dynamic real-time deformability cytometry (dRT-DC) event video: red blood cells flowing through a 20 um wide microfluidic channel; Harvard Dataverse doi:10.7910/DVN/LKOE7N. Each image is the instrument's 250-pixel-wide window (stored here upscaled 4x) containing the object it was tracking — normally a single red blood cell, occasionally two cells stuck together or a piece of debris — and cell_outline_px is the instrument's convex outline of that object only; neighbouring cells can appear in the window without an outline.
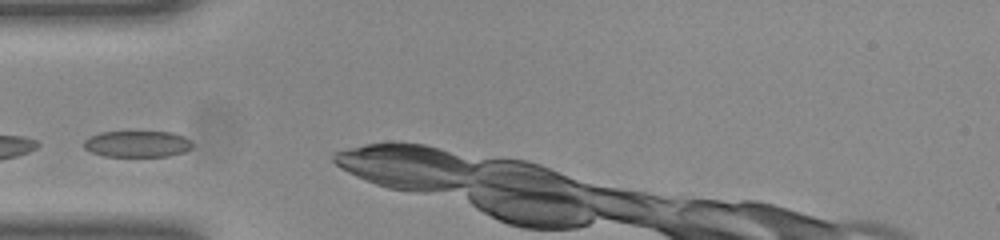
{"species": "common noctule bat (a hibernating species)", "species_latin": "Nyctalus noctula", "temperature_condition": "room temperature", "stored_images_in_passage": 24, "camera_frame_rate_fps": 3000, "um_per_image_px": 0.085, "animal": {"sex": "female", "body_mass_g": 23.0, "forearm_length_mm": 53.4}, "frame": {"image": 1, "passage_image": 1, "time_ms": 0.0, "image_size_px": [1000, 240], "cell_outline_px": [[192, 148], [184, 152], [168, 156], [104, 156], [92, 152], [84, 148], [84, 140], [100, 132], [172, 132], [184, 136], [192, 144]], "centroid_in_image_um": [11.68, 12.24], "position_along_channel_um": 73.3, "area_um2": 16.53}}